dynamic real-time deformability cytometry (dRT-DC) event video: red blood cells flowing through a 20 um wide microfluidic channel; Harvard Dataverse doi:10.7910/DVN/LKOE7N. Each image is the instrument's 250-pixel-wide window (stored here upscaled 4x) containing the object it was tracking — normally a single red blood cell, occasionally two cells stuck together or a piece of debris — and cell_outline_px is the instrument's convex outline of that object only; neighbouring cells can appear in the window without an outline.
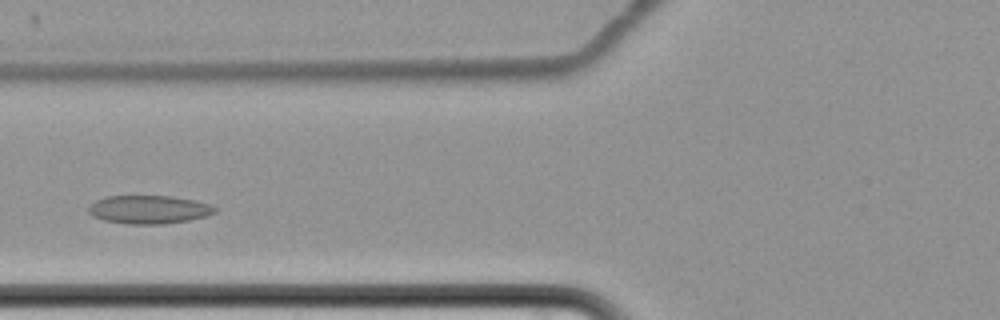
{"species": "common noctule bat (a hibernating species)", "species_latin": "Nyctalus noctula", "temperature_condition": "cold", "stored_images_in_passage": 13, "camera_frame_rate_fps": 3000, "um_per_image_px": 0.085, "animal": {"sex": "female", "body_mass_g": 22.7, "forearm_length_mm": 54.2}, "frame": {"image": 1, "passage_image": 4, "time_ms": 4.333, "image_size_px": [1000, 320], "cell_outline_px": [[216, 212], [208, 216], [188, 220], [164, 224], [128, 224], [104, 220], [92, 216], [88, 212], [88, 208], [96, 200], [108, 196], [172, 196], [196, 200], [212, 204], [216, 208]], "centroid_in_image_um": [12.7, 17.81], "position_along_channel_um": 113.1, "area_um2": 20.98}}
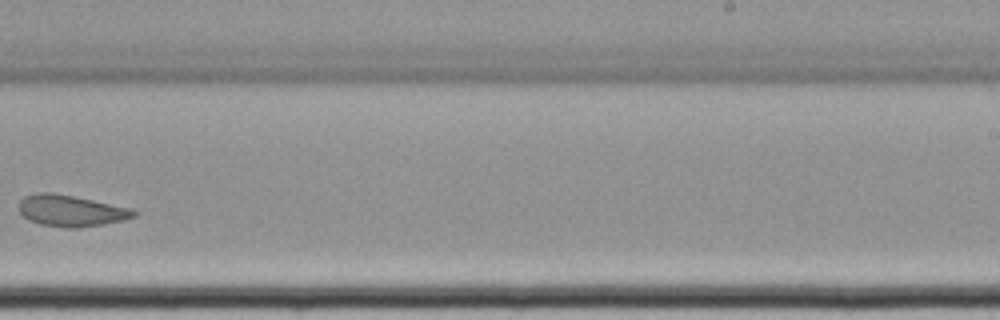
{"frame": {"image": 2, "passage_image": 8, "time_ms": 9.333, "image_size_px": [1000, 320], "cell_outline_px": [[136, 216], [124, 220], [104, 224], [76, 228], [60, 228], [40, 224], [28, 220], [16, 208], [16, 204], [24, 196], [36, 192], [52, 192], [92, 200], [128, 208], [136, 212]], "centroid_in_image_um": [5.93, 17.92], "position_along_channel_um": 283.1, "area_um2": 21.1}}
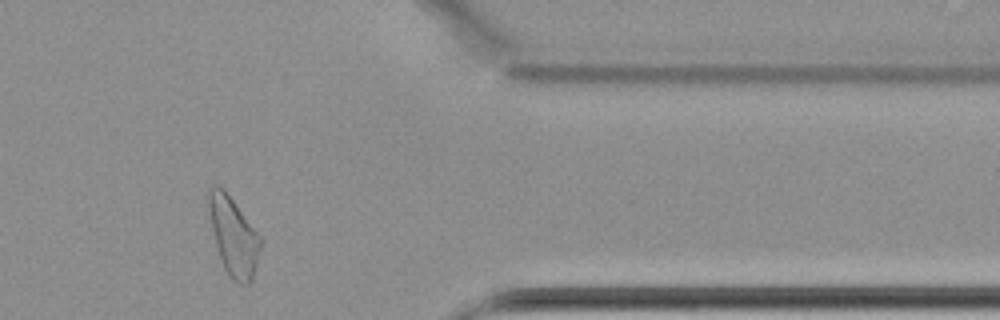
{"frame": {"image": 3, "passage_image": 11, "time_ms": 13.0, "image_size_px": [1000, 320], "cell_outline_px": [[264, 240], [252, 280], [248, 284], [240, 284], [232, 280], [228, 276], [224, 268], [216, 244], [212, 228], [208, 208], [208, 188], [220, 188], [232, 200]], "centroid_in_image_um": [19.89, 20.17], "position_along_channel_um": 391.5, "area_um2": 23.24}, "authors_computed_cell_mechanics": {"area_um2": 21.386, "velocity_mm_per_s": 3.3994, "shape_relaxation_time_tau1_ms": null, "shape_relaxation_time_tau2_ms": 3.2605, "deformation_change_tau1": null, "deformation_change_tau2": 0.0772}}